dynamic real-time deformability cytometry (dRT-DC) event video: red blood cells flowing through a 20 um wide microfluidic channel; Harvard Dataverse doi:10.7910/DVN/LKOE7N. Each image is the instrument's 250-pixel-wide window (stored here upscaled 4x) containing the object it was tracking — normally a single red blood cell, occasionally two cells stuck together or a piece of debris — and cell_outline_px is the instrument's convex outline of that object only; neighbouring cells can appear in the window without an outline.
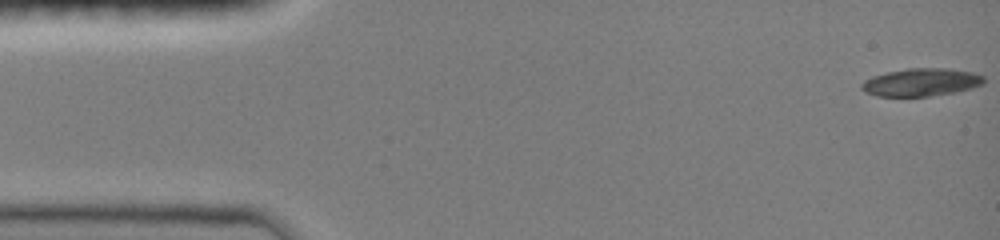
{"species": "common noctule bat (a hibernating species)", "species_latin": "Nyctalus noctula", "temperature_condition": "room temperature", "stored_images_in_passage": 48, "camera_frame_rate_fps": 3000, "um_per_image_px": 0.085, "animal": {"sex": "female", "body_mass_g": 19.0, "forearm_length_mm": 51.5}, "frame": {"image": 1, "passage_image": 1, "time_ms": 0.0, "image_size_px": [1000, 240], "cell_outline_px": [[984, 84], [952, 92], [928, 96], [876, 96], [860, 88], [860, 84], [864, 80], [872, 76], [888, 72], [908, 68], [948, 68], [972, 72], [984, 76]], "centroid_in_image_um": [78.27, 6.98], "position_along_channel_um": 6.7, "area_um2": 19.59}}
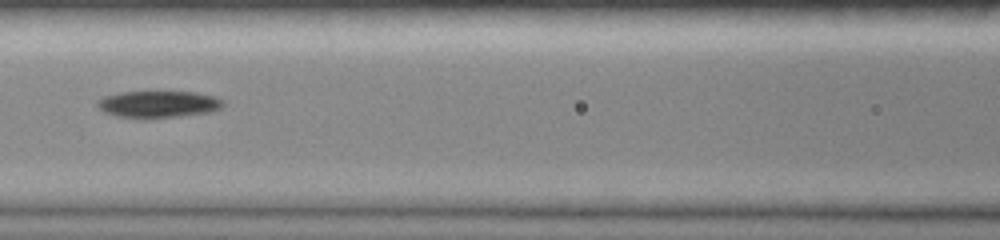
{"frame": {"image": 2, "passage_image": 21, "time_ms": 6.667, "image_size_px": [1000, 240], "cell_outline_px": [[224, 104], [220, 108], [212, 112], [180, 116], [144, 120], [116, 116], [104, 112], [96, 104], [96, 100], [104, 96], [120, 92], [196, 92], [216, 96], [224, 100]], "centroid_in_image_um": [13.45, 8.88], "position_along_channel_um": 153.1, "area_um2": 20.17}}
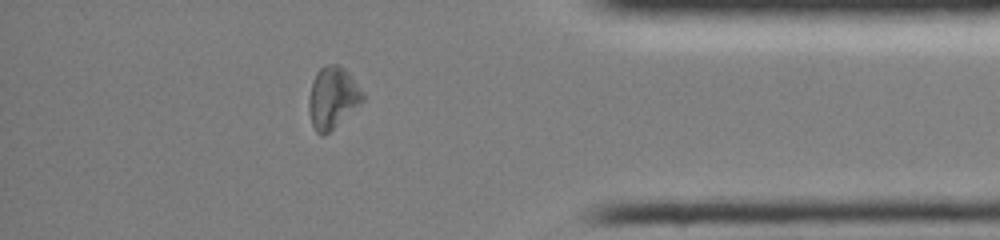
{"frame": {"image": 3, "passage_image": 41, "time_ms": 13.333, "image_size_px": [1000, 240], "cell_outline_px": [[364, 100], [360, 104], [324, 136], [320, 136], [316, 132], [312, 124], [308, 108], [308, 100], [312, 80], [316, 72], [320, 68], [328, 64], [336, 64], [344, 68], [352, 76], [364, 92]], "centroid_in_image_um": [28.26, 8.29], "position_along_channel_um": 406.9, "area_um2": 19.42}, "authors_computed_cell_mechanics": {"area_um2": 19.4786, "velocity_mm_per_s": 4.0476, "shape_relaxation_time_tau1_ms": 4.3753, "shape_relaxation_time_tau2_ms": null, "deformation_change_tau1": 0.1652, "deformation_change_tau2": null}}